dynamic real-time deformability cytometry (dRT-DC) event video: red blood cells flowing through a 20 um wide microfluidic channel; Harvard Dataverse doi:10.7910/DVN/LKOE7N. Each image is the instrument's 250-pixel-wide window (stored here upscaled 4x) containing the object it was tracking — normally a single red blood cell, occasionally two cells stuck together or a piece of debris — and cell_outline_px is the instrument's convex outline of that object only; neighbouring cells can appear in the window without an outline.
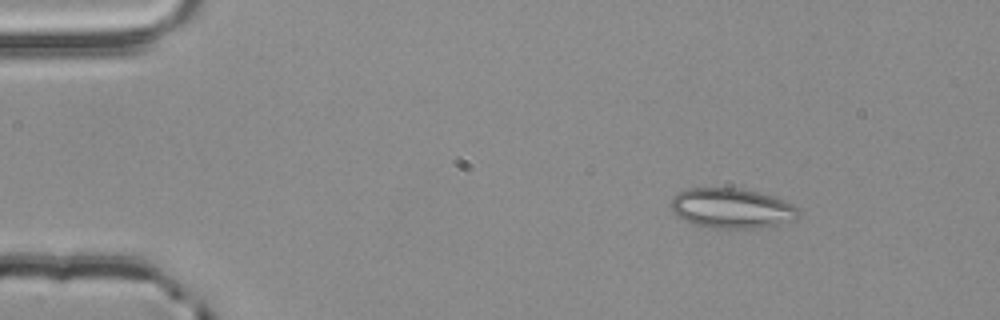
{"species": "common noctule bat (a hibernating species)", "species_latin": "Nyctalus noctula", "temperature_condition": "room temperature", "stored_images_in_passage": 3, "camera_frame_rate_fps": 3000, "um_per_image_px": 0.085, "animal": {"sex": "male", "body_mass_g": 20.4}, "frame": {"image": 1, "passage_image": 1, "time_ms": 0.0, "image_size_px": [1000, 320], "cell_outline_px": [[800, 216], [796, 220], [760, 228], [712, 228], [692, 224], [672, 212], [668, 204], [672, 196], [688, 188], [736, 188], [756, 192], [772, 196], [792, 204], [800, 208]], "centroid_in_image_um": [62.18, 17.71], "position_along_channel_um": 22.8, "area_um2": 29.94}}